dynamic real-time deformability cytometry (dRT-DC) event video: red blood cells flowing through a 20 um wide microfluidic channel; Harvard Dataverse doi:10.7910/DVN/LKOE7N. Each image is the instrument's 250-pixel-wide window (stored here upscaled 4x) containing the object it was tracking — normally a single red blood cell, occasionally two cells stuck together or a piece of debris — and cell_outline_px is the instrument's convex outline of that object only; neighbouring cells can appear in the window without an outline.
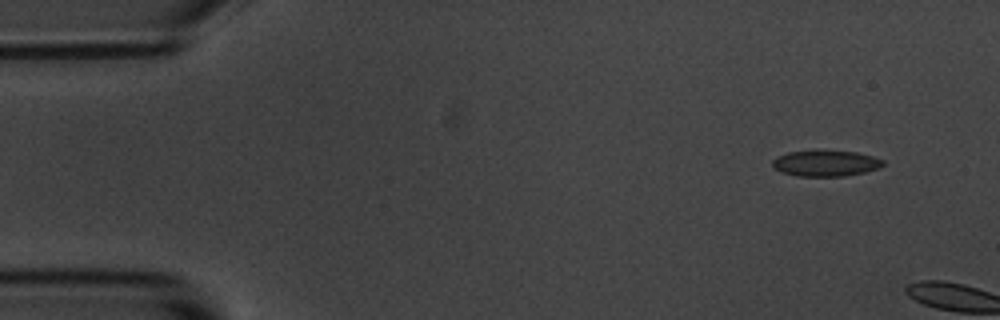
{"species": "common noctule bat (a hibernating species)", "species_latin": "Nyctalus noctula", "temperature_condition": "room temperature", "stored_images_in_passage": 5, "camera_frame_rate_fps": 3000, "um_per_image_px": 0.085, "animal": {"sex": "male", "body_mass_g": 20.1, "forearm_length_mm": 53.5}, "frame": {"image": 1, "passage_image": 5, "time_ms": 5.667, "image_size_px": [1000, 320], "cell_outline_px": [[884, 164], [880, 168], [864, 172], [844, 176], [796, 176], [780, 172], [772, 168], [772, 160], [776, 156], [788, 152], [856, 152], [872, 156], [884, 160]], "centroid_in_image_um": [70.15, 13.91], "position_along_channel_um": 14.9, "area_um2": 16.47}}